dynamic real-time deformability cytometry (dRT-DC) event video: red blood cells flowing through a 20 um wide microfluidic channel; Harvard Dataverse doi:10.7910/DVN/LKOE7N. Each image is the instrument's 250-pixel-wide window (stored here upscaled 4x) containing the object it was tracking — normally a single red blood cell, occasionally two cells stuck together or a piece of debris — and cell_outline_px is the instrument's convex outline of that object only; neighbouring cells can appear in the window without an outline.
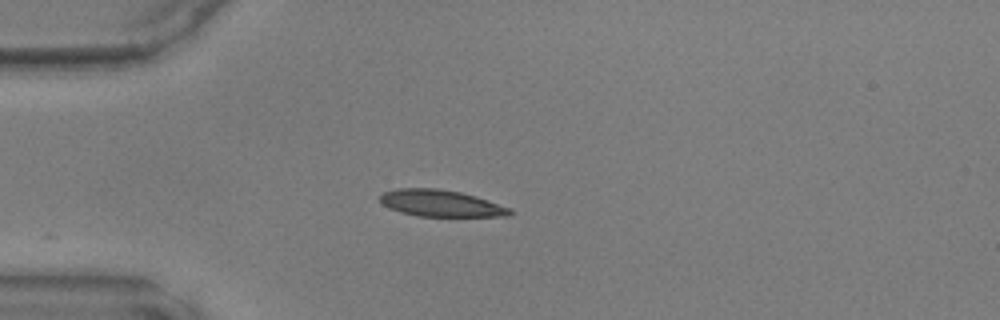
{"species": "common noctule bat (a hibernating species)", "species_latin": "Nyctalus noctula", "temperature_condition": "warm", "stored_images_in_passage": 25, "camera_frame_rate_fps": 3000, "um_per_image_px": 0.085, "animal": {"sex": "male", "body_mass_g": 17.9, "forearm_length_mm": 54.2}, "frame": {"image": 1, "passage_image": 1, "time_ms": 0.0, "image_size_px": [1000, 320], "cell_outline_px": [[512, 216], [416, 216], [400, 212], [388, 208], [380, 200], [380, 196], [384, 192], [396, 188], [436, 188], [460, 192], [476, 196], [512, 208]], "centroid_in_image_um": [37.49, 17.28], "position_along_channel_um": 47.5, "area_um2": 20.23}}
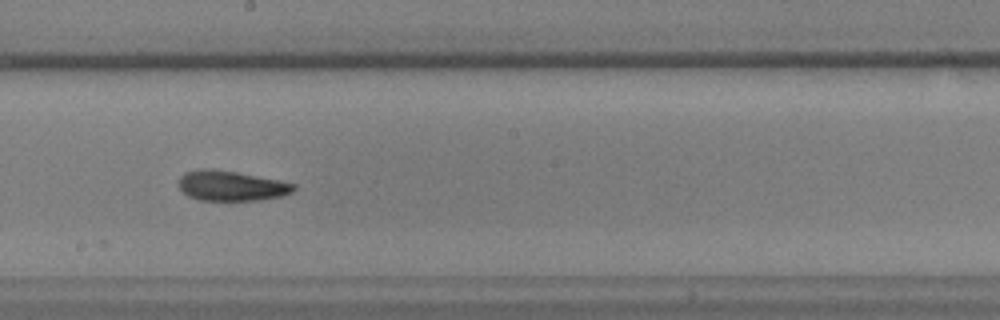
{"frame": {"image": 2, "passage_image": 15, "time_ms": 4.667, "image_size_px": [1000, 320], "cell_outline_px": [[296, 188], [292, 192], [280, 196], [260, 200], [200, 200], [188, 196], [180, 188], [180, 176], [184, 172], [200, 168], [212, 168], [236, 172], [280, 180], [296, 184]], "centroid_in_image_um": [19.66, 15.78], "position_along_channel_um": 228.5, "area_um2": 20.17}}
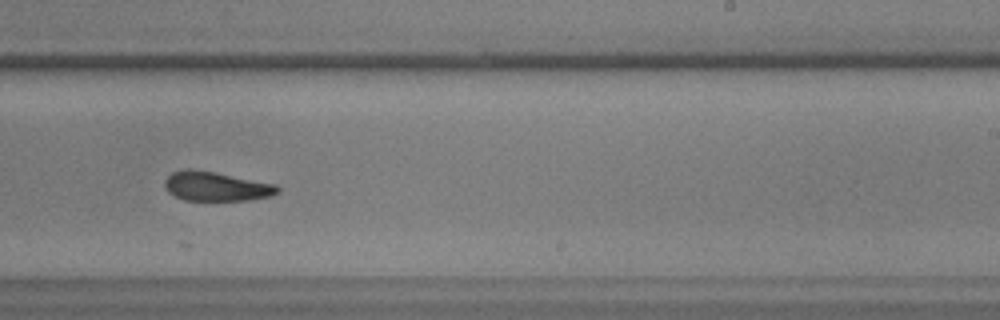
{"frame": {"image": 3, "passage_image": 18, "time_ms": 5.667, "image_size_px": [1000, 320], "cell_outline_px": [[280, 192], [268, 196], [248, 200], [184, 200], [168, 192], [164, 188], [164, 180], [172, 172], [184, 168], [188, 168], [216, 172], [276, 184], [280, 188]], "centroid_in_image_um": [18.34, 15.83], "position_along_channel_um": 270.7, "area_um2": 19.36}}